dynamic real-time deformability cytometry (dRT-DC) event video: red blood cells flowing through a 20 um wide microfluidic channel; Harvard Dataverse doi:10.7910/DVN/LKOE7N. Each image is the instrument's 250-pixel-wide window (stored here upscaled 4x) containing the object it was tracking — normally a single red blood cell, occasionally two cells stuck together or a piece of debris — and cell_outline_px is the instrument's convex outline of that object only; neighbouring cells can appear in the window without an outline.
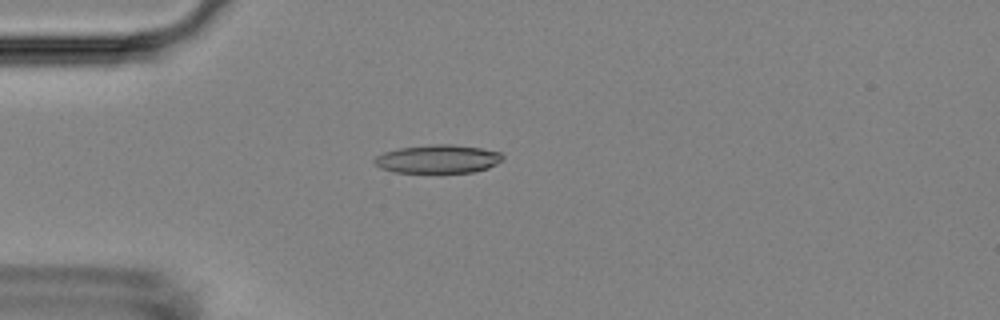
{"species": "Egyptian fruit bat (a non-hibernating species)", "species_latin": "Rousettus aegyptiacus", "temperature_condition": "room temperature", "stored_images_in_passage": 55, "camera_frame_rate_fps": 3000, "um_per_image_px": 0.085, "animal": {"sex": "female"}, "frame": {"image": 1, "passage_image": 15, "time_ms": 4.667, "image_size_px": [1000, 320], "cell_outline_px": [[504, 160], [488, 168], [472, 172], [392, 172], [380, 168], [372, 160], [376, 156], [384, 152], [400, 148], [432, 144], [452, 144], [480, 148], [500, 152], [504, 156]], "centroid_in_image_um": [37.23, 13.51], "position_along_channel_um": 47.8, "area_um2": 21.21}}
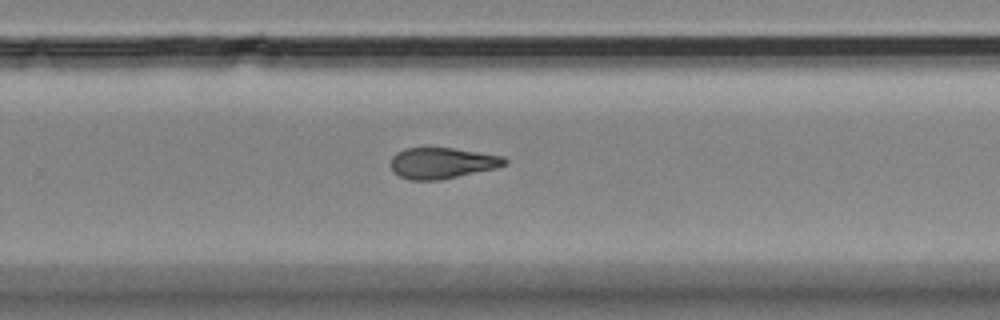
{"frame": {"image": 2, "passage_image": 36, "time_ms": 11.667, "image_size_px": [1000, 320], "cell_outline_px": [[508, 164], [496, 168], [440, 180], [408, 180], [392, 172], [392, 156], [396, 152], [404, 148], [452, 148], [504, 156], [508, 160]], "centroid_in_image_um": [37.59, 13.86], "position_along_channel_um": 292.2, "area_um2": 20.63}}
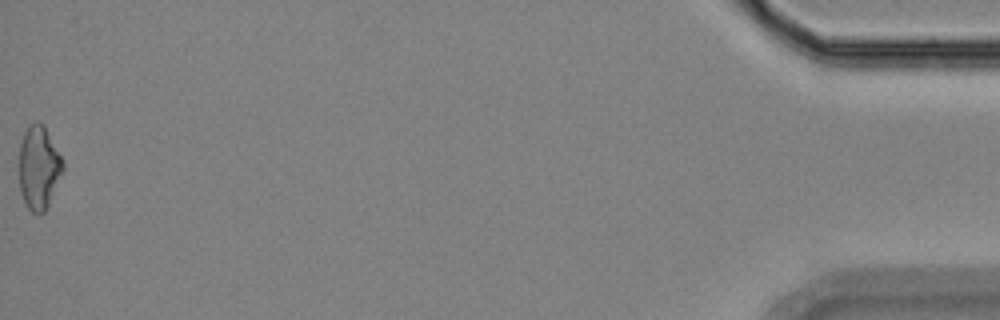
{"frame": {"image": 3, "passage_image": 55, "time_ms": 18.0, "image_size_px": [1000, 320], "cell_outline_px": [[64, 168], [48, 208], [40, 216], [36, 216], [28, 208], [20, 192], [20, 144], [24, 132], [36, 120], [44, 124], [64, 160]], "centroid_in_image_um": [3.33, 14.27], "position_along_channel_um": 431.9, "area_um2": 21.56}, "authors_computed_cell_mechanics": {"area_um2": 21.0392, "velocity_mm_per_s": 3.6916, "shape_relaxation_time_tau1_ms": 6.7485, "shape_relaxation_time_tau2_ms": 3.7506, "deformation_change_tau1": 0.1544, "deformation_change_tau2": 0.1238}}